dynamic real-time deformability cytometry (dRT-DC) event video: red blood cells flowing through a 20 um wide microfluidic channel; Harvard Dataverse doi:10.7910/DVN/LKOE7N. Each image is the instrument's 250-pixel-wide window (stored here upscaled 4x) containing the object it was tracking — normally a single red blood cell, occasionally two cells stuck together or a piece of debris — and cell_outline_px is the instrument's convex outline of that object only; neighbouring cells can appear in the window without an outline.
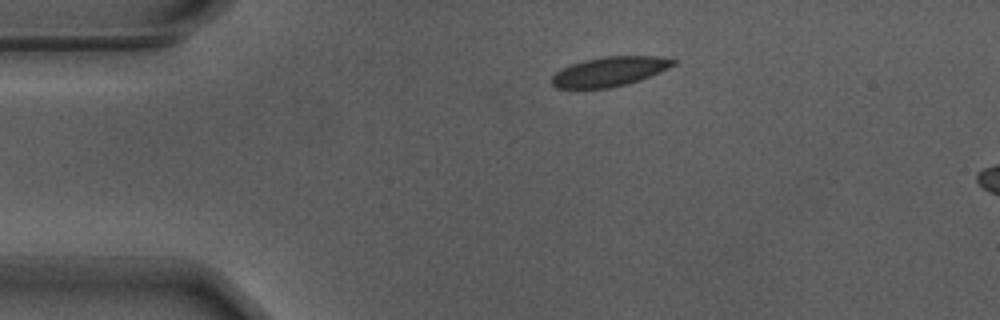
{"species": "Egyptian fruit bat (a non-hibernating species)", "species_latin": "Rousettus aegyptiacus", "temperature_condition": "warm", "stored_images_in_passage": 38, "camera_frame_rate_fps": 3000, "um_per_image_px": 0.085, "animal": {"sex": "male"}, "frame": {"image": 1, "passage_image": 1, "time_ms": 0.0, "image_size_px": [1000, 320], "cell_outline_px": [[676, 64], [660, 72], [640, 80], [628, 84], [608, 88], [556, 88], [552, 84], [552, 76], [556, 72], [572, 64], [584, 60], [604, 56], [664, 56], [676, 60]], "centroid_in_image_um": [51.86, 6.07], "position_along_channel_um": 33.1, "area_um2": 20.87}}
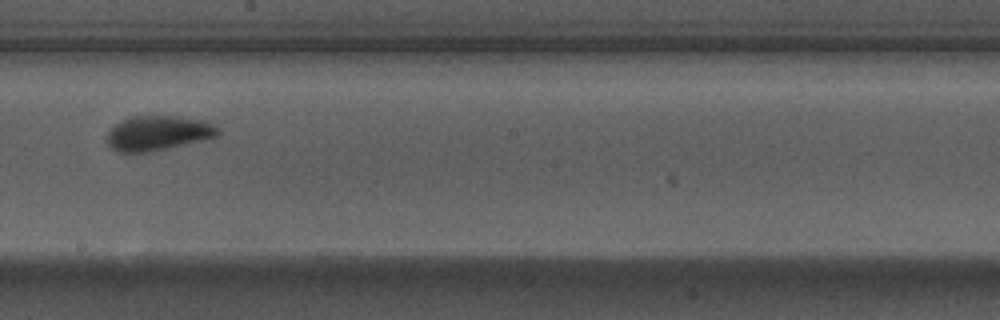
{"frame": {"image": 2, "passage_image": 21, "time_ms": 6.667, "image_size_px": [1000, 320], "cell_outline_px": [[220, 132], [216, 136], [200, 140], [148, 152], [116, 152], [104, 140], [108, 132], [116, 124], [132, 116], [176, 116], [204, 120], [220, 128]], "centroid_in_image_um": [13.4, 11.31], "position_along_channel_um": 234.8, "area_um2": 22.2}}
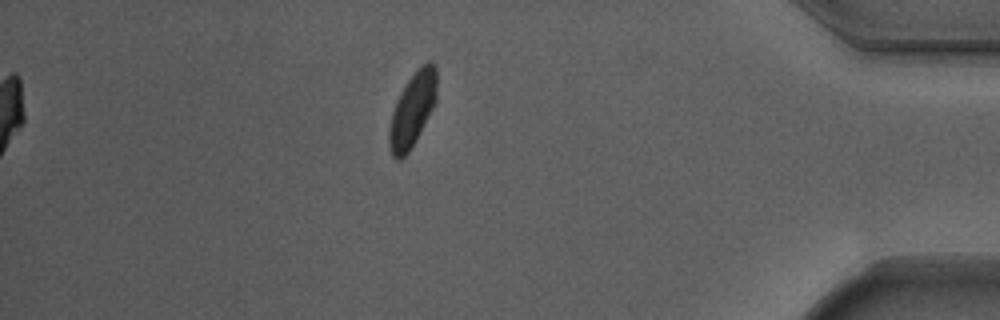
{"frame": {"image": 3, "passage_image": 38, "time_ms": 12.333, "image_size_px": [1000, 320], "cell_outline_px": [[436, 104], [416, 140], [408, 152], [400, 160], [396, 160], [392, 156], [388, 144], [388, 128], [392, 112], [396, 100], [400, 92], [408, 80], [420, 64], [428, 60], [432, 60], [436, 64]], "centroid_in_image_um": [35.06, 9.3], "position_along_channel_um": 400.1, "area_um2": 20.98}, "authors_computed_cell_mechanics": {"area_um2": 21.4438, "velocity_mm_per_s": 3.6781, "shape_relaxation_time_tau1_ms": 4.7069, "shape_relaxation_time_tau2_ms": null, "deformation_change_tau1": 0.1549, "deformation_change_tau2": null}}